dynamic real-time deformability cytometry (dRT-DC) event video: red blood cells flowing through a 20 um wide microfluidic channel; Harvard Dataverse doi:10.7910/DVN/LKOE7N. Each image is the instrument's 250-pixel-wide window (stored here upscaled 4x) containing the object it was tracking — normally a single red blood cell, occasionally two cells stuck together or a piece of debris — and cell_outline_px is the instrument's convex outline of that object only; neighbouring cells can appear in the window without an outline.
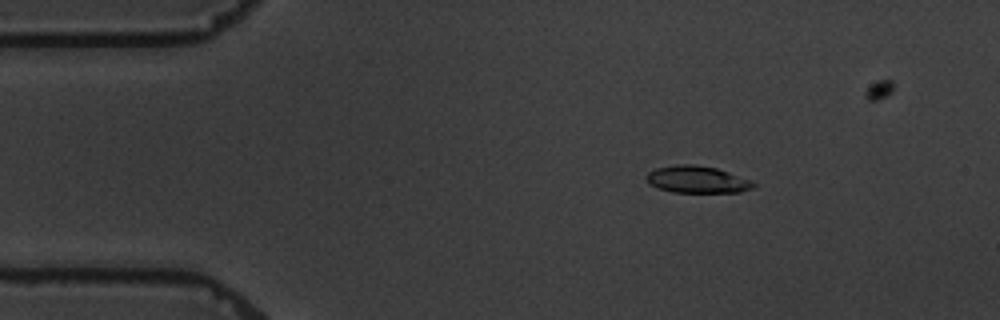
{"species": "common noctule bat (a hibernating species)", "species_latin": "Nyctalus noctula", "temperature_condition": "warm", "stored_images_in_passage": 5, "camera_frame_rate_fps": 3000, "um_per_image_px": 0.085, "animal": {"sex": "male", "body_mass_g": 19.5, "forearm_length_mm": 54.6}, "frame": {"image": 1, "passage_image": 2, "time_ms": 1.0, "image_size_px": [1000, 320], "cell_outline_px": [[756, 184], [752, 188], [740, 192], [672, 192], [648, 184], [644, 176], [648, 172], [656, 168], [676, 164], [692, 164], [716, 168], [728, 172], [748, 180]], "centroid_in_image_um": [59.19, 15.25], "position_along_channel_um": 25.8, "area_um2": 16.7}}